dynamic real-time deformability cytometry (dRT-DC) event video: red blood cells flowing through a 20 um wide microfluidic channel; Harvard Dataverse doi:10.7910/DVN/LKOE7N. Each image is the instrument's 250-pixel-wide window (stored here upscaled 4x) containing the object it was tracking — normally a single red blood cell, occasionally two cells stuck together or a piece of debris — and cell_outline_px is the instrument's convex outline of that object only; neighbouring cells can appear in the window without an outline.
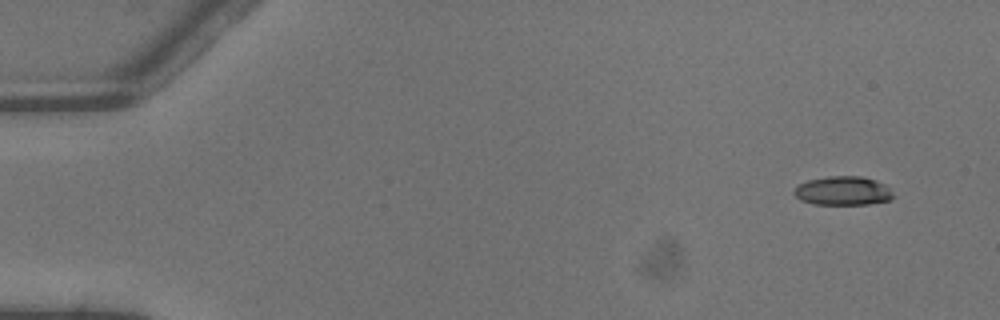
{"species": "common noctule bat (a hibernating species)", "species_latin": "Nyctalus noctula", "temperature_condition": "warm", "stored_images_in_passage": 4, "camera_frame_rate_fps": 3000, "um_per_image_px": 0.085, "animal": {"sex": "male", "body_mass_g": 13.3}, "frame": {"image": 1, "passage_image": 1, "time_ms": 0.0, "image_size_px": [1000, 320], "cell_outline_px": [[896, 196], [892, 200], [868, 204], [812, 204], [800, 200], [792, 192], [796, 184], [808, 180], [828, 176], [860, 176], [876, 180], [884, 184]], "centroid_in_image_um": [71.64, 16.22], "position_along_channel_um": 13.4, "area_um2": 16.94}}
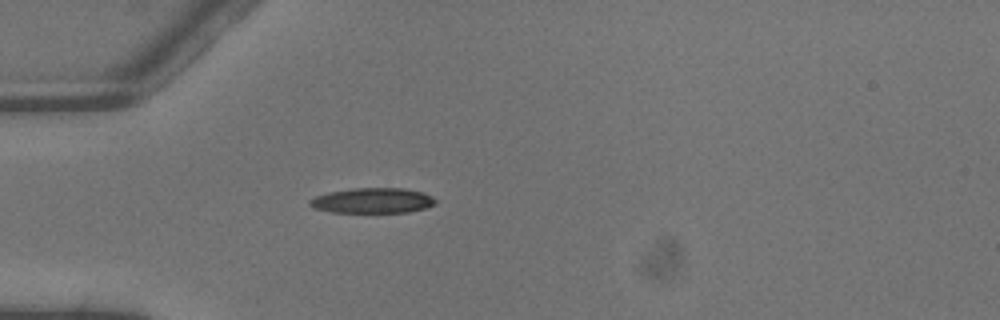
{"frame": {"image": 2, "passage_image": 4, "time_ms": 1.0, "image_size_px": [1000, 320], "cell_outline_px": [[436, 204], [424, 208], [408, 212], [332, 212], [312, 208], [308, 204], [308, 200], [316, 196], [328, 192], [352, 188], [404, 188], [420, 192], [432, 196], [436, 200]], "centroid_in_image_um": [31.63, 17.04], "position_along_channel_um": 53.4, "area_um2": 18.5}}